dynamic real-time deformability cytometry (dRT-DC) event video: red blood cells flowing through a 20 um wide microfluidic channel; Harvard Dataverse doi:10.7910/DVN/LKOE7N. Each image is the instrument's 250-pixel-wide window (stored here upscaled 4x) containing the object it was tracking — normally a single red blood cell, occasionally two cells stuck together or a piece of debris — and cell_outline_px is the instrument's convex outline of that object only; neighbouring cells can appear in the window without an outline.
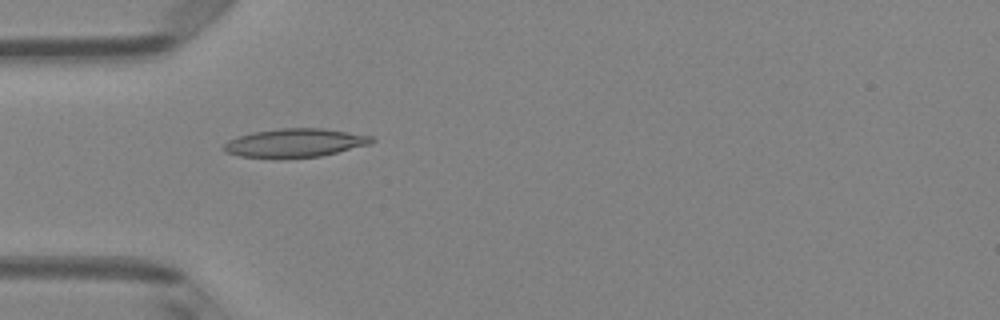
{"species": "Egyptian fruit bat (a non-hibernating species)", "species_latin": "Rousettus aegyptiacus", "temperature_condition": "room temperature", "stored_images_in_passage": 35, "camera_frame_rate_fps": 3000, "um_per_image_px": 0.085, "animal": {"sex": "female"}, "frame": {"image": 1, "passage_image": 1, "time_ms": 0.0, "image_size_px": [1000, 320], "cell_outline_px": [[376, 140], [372, 144], [320, 156], [272, 160], [240, 156], [224, 152], [224, 144], [228, 140], [252, 132], [280, 128], [324, 128], [372, 136]], "centroid_in_image_um": [25.06, 12.17], "position_along_channel_um": 59.9, "area_um2": 25.14}}
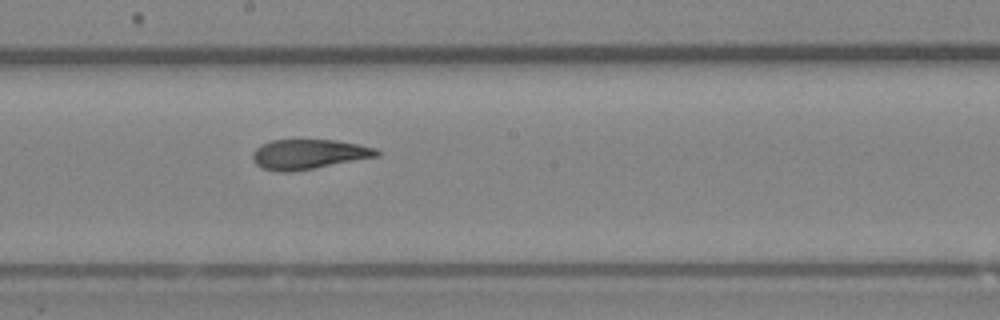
{"frame": {"image": 2, "passage_image": 13, "time_ms": 4.0, "image_size_px": [1000, 320], "cell_outline_px": [[380, 156], [312, 168], [288, 172], [276, 172], [260, 168], [252, 160], [252, 152], [260, 144], [272, 140], [336, 140], [376, 148], [380, 152]], "centroid_in_image_um": [26.18, 13.11], "position_along_channel_um": 222.0, "area_um2": 21.56}}
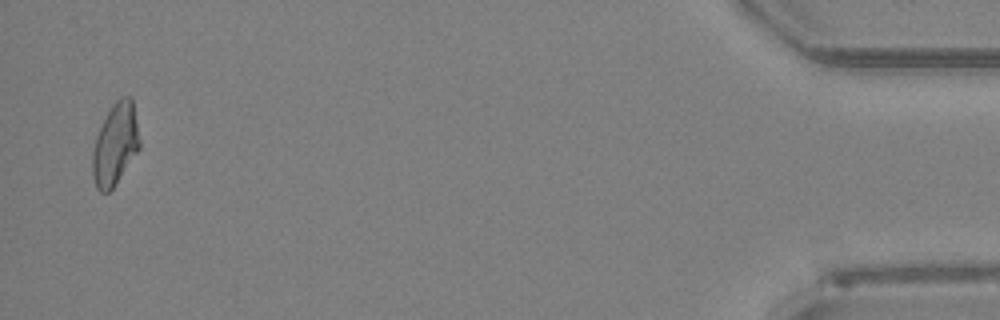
{"frame": {"image": 3, "passage_image": 34, "time_ms": 11.0, "image_size_px": [1000, 320], "cell_outline_px": [[140, 148], [112, 188], [108, 192], [100, 192], [96, 188], [92, 176], [92, 152], [96, 136], [112, 104], [120, 96], [132, 96], [140, 140]], "centroid_in_image_um": [9.79, 12.25], "position_along_channel_um": 425.4, "area_um2": 22.37}, "authors_computed_cell_mechanics": {"area_um2": 22.1374, "velocity_mm_per_s": 4.1331, "shape_relaxation_time_tau1_ms": null, "shape_relaxation_time_tau2_ms": 1.9557, "deformation_change_tau1": null, "deformation_change_tau2": 0.0883}}